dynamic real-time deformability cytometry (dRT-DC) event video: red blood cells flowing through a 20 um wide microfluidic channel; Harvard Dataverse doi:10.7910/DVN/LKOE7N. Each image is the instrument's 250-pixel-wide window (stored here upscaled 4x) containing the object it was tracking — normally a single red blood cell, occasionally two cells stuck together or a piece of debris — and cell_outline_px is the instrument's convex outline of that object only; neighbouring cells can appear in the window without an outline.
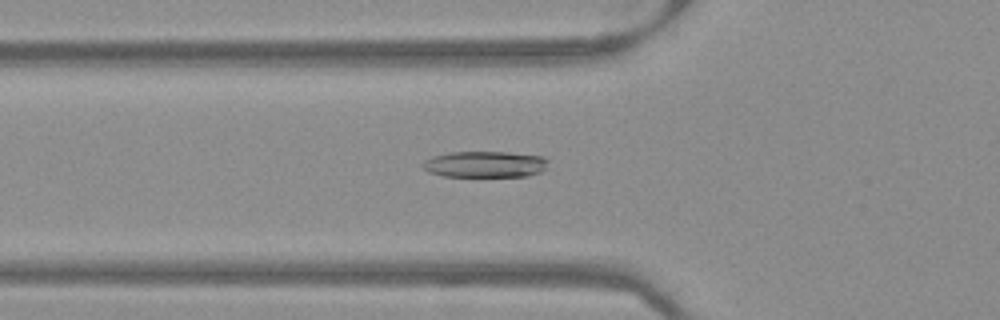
{"species": "Egyptian fruit bat (a non-hibernating species)", "species_latin": "Rousettus aegyptiacus", "temperature_condition": "warm", "stored_images_in_passage": 53, "segment_of_instrument_passage": [1, 2], "camera_frame_rate_fps": 3000, "um_per_image_px": 0.085, "frame": {"image": 1, "passage_image": 19, "time_ms": 6.0, "image_size_px": [1000, 320], "cell_outline_px": [[548, 160], [544, 168], [540, 172], [528, 176], [444, 176], [428, 172], [420, 164], [424, 160], [432, 156], [452, 152], [508, 152], [544, 156]], "centroid_in_image_um": [41.2, 13.96], "position_along_channel_um": 84.6, "area_um2": 19.19}}
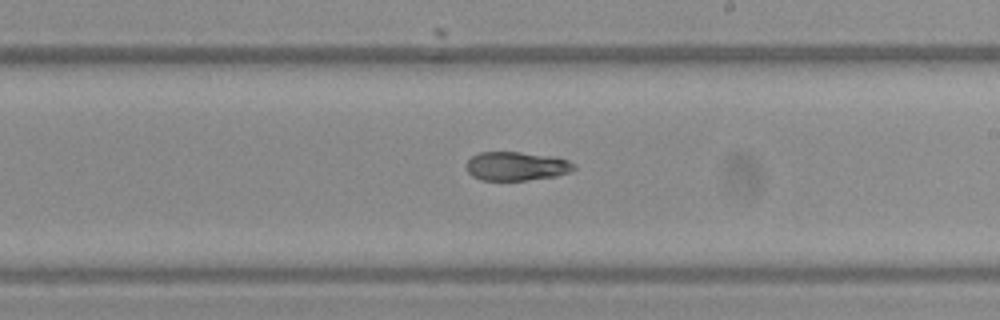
{"frame": {"image": 2, "passage_image": 31, "time_ms": 10.0, "image_size_px": [1000, 320], "cell_outline_px": [[576, 168], [572, 172], [556, 176], [528, 180], [480, 180], [472, 176], [468, 172], [468, 160], [472, 156], [480, 152], [520, 152], [552, 156], [568, 160], [576, 164]], "centroid_in_image_um": [43.95, 14.13], "position_along_channel_um": 245.1, "area_um2": 18.15}}
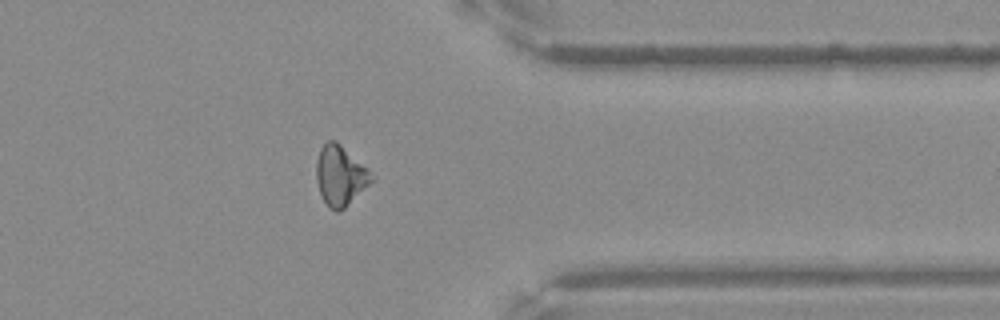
{"frame": {"image": 3, "passage_image": 42, "time_ms": 13.667, "image_size_px": [1000, 320], "cell_outline_px": [[372, 180], [340, 212], [336, 212], [328, 208], [320, 196], [316, 180], [316, 160], [320, 148], [328, 140], [336, 140], [368, 168]], "centroid_in_image_um": [28.86, 14.93], "position_along_channel_um": 382.5, "area_um2": 19.19}}